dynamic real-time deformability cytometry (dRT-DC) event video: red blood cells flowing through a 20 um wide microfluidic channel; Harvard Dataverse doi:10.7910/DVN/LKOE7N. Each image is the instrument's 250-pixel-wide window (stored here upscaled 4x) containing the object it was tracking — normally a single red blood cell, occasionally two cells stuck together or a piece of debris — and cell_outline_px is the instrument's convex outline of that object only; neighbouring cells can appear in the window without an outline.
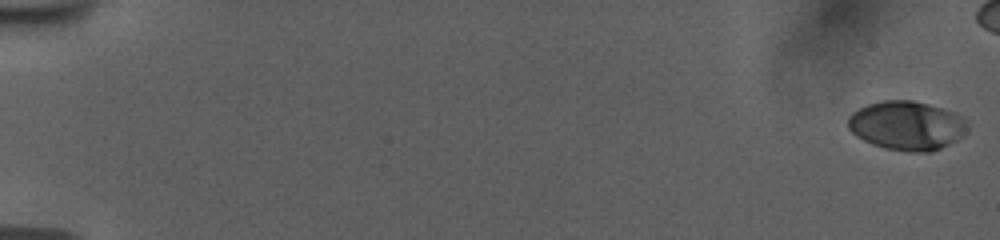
{"species": "human", "species_latin": "Homo sapiens", "temperature_condition": "room temperature", "stored_images_in_passage": 52, "camera_frame_rate_fps": 3000, "um_per_image_px": 0.085, "donor": {"sex": "female"}, "frame": {"image": 1, "passage_image": 1, "time_ms": 0.0, "image_size_px": [1000, 240], "cell_outline_px": [[968, 124], [964, 132], [956, 140], [932, 152], [908, 152], [884, 148], [872, 144], [856, 136], [848, 128], [848, 116], [852, 112], [868, 104], [884, 100], [912, 100], [944, 108], [960, 116]], "centroid_in_image_um": [77.04, 10.67], "position_along_channel_um": 8.0, "area_um2": 33.99}}
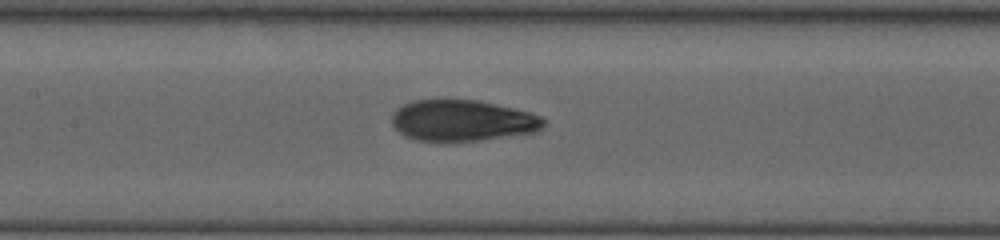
{"frame": {"image": 2, "passage_image": 29, "time_ms": 9.333, "image_size_px": [1000, 240], "cell_outline_px": [[548, 120], [536, 132], [480, 140], [416, 140], [404, 136], [392, 124], [392, 116], [396, 108], [412, 100], [476, 100], [512, 108], [528, 112], [540, 116]], "centroid_in_image_um": [39.29, 10.24], "position_along_channel_um": 168.1, "area_um2": 35.95}}
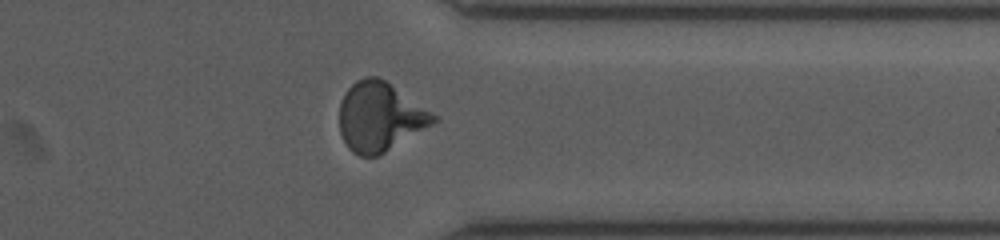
{"frame": {"image": 3, "passage_image": 46, "time_ms": 15.0, "image_size_px": [1000, 240], "cell_outline_px": [[440, 120], [380, 156], [360, 156], [352, 152], [348, 148], [340, 132], [340, 104], [344, 92], [356, 80], [364, 76], [376, 76], [384, 80], [440, 116]], "centroid_in_image_um": [32.32, 9.94], "position_along_channel_um": 379.1, "area_um2": 38.15}}